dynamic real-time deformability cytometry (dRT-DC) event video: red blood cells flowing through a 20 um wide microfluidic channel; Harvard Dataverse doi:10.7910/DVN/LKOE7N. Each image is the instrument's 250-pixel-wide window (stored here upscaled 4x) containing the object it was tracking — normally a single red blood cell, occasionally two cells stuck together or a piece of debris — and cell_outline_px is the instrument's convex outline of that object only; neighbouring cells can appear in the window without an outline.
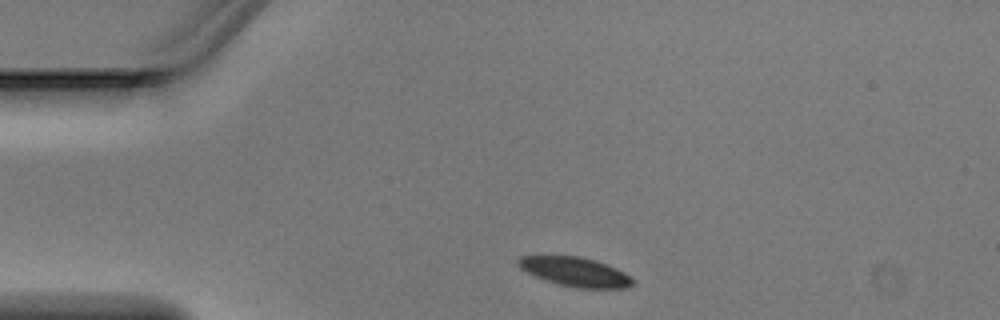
{"species": "Egyptian fruit bat (a non-hibernating species)", "species_latin": "Rousettus aegyptiacus", "temperature_condition": "warm", "stored_images_in_passage": 1, "camera_frame_rate_fps": 3000, "um_per_image_px": 0.085, "animal": {"sex": "male"}, "frame": {"image": 1, "passage_image": 1, "time_ms": 0.0, "image_size_px": [1000, 320], "cell_outline_px": [[636, 280], [628, 288], [576, 288], [560, 284], [536, 276], [520, 268], [516, 264], [516, 260], [520, 256], [580, 256], [596, 260], [616, 268], [624, 272]], "centroid_in_image_um": [48.92, 23.1], "position_along_channel_um": 36.1, "area_um2": 19.42}}